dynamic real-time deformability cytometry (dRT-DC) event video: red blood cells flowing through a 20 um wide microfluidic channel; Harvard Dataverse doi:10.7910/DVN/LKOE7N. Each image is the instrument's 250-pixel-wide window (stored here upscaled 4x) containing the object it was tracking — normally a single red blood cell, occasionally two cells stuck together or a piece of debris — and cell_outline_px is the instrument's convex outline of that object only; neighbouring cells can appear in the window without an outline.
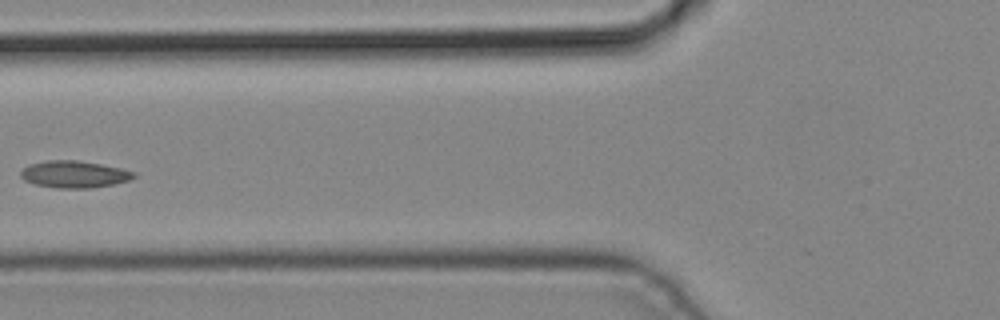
{"species": "common noctule bat (a hibernating species)", "species_latin": "Nyctalus noctula", "temperature_condition": "cold", "stored_images_in_passage": 4, "camera_frame_rate_fps": 3000, "um_per_image_px": 0.085, "animal": {"sex": "male", "body_mass_g": 19.2, "forearm_length_mm": 51.8}, "frame": {"image": 1, "passage_image": 4, "time_ms": 1.0, "image_size_px": [1000, 320], "cell_outline_px": [[136, 176], [128, 180], [112, 184], [92, 188], [56, 188], [36, 184], [24, 180], [20, 176], [20, 172], [28, 164], [44, 160], [76, 160], [100, 164], [120, 168], [136, 172]], "centroid_in_image_um": [6.28, 14.81], "position_along_channel_um": 119.5, "area_um2": 17.74}}